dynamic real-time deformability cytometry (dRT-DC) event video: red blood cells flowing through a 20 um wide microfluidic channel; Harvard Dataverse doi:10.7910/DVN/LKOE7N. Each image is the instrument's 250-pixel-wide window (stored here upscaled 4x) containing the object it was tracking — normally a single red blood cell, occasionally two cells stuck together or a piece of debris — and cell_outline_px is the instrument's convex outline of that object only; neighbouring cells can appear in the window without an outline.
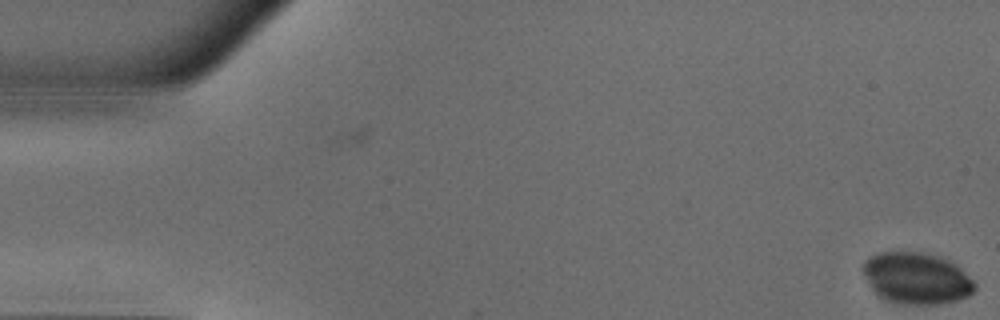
{"species": "common noctule bat (a hibernating species)", "species_latin": "Nyctalus noctula", "temperature_condition": "warm", "stored_images_in_passage": 5, "camera_frame_rate_fps": 3000, "um_per_image_px": 0.085, "animal": {"sex": "male", "body_mass_g": 18.8}, "frame": {"image": 1, "passage_image": 5, "time_ms": 1.333, "image_size_px": [1000, 320], "cell_outline_px": [[976, 288], [968, 296], [956, 300], [940, 304], [892, 304], [876, 296], [864, 276], [864, 260], [868, 256], [880, 252], [920, 252], [936, 256], [948, 260], [956, 264], [976, 284]], "centroid_in_image_um": [77.86, 23.67], "position_along_channel_um": 7.1, "area_um2": 33.76}}